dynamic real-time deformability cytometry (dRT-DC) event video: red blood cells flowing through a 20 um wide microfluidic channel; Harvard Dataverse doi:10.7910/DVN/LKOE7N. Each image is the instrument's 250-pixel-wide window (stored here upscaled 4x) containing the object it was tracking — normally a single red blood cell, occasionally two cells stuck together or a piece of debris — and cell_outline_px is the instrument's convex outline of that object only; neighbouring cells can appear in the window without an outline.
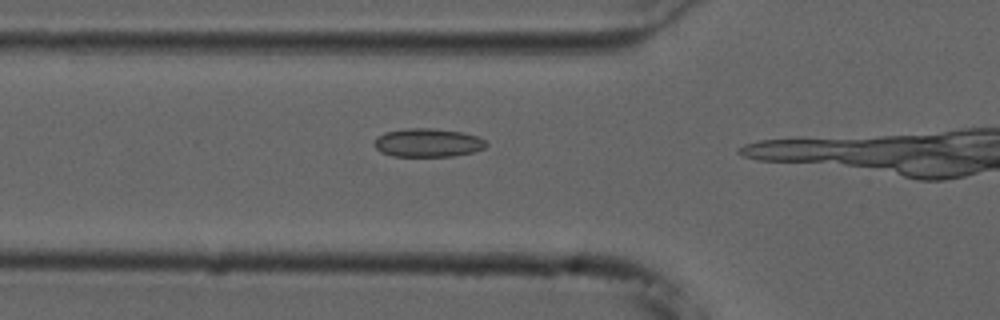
{"species": "common noctule bat (a hibernating species)", "species_latin": "Nyctalus noctula", "temperature_condition": "cold", "stored_images_in_passage": 9, "camera_frame_rate_fps": 3000, "um_per_image_px": 0.085, "animal": {"sex": "male", "forearm_length_mm": 52.5}, "frame": {"image": 1, "passage_image": 6, "time_ms": 1.667, "image_size_px": [1000, 320], "cell_outline_px": [[488, 144], [484, 148], [472, 152], [452, 156], [392, 156], [380, 152], [372, 144], [376, 136], [384, 132], [404, 128], [432, 128], [460, 132], [476, 136], [484, 140]], "centroid_in_image_um": [36.29, 12.13], "position_along_channel_um": 89.5, "area_um2": 18.67}}